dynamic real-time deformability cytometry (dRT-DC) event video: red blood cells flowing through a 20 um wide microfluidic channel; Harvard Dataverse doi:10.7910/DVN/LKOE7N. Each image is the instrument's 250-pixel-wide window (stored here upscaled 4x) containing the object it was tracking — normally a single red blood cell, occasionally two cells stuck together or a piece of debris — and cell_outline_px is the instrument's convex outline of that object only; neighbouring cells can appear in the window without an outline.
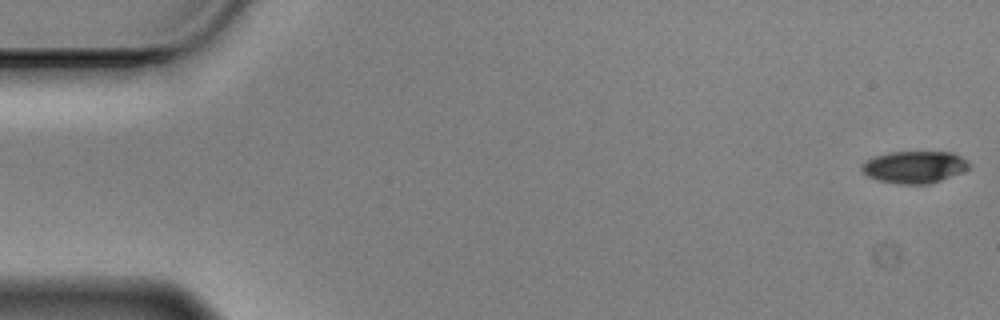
{"species": "Egyptian fruit bat (a non-hibernating species)", "species_latin": "Rousettus aegyptiacus", "temperature_condition": "cold", "stored_images_in_passage": 58, "camera_frame_rate_fps": 3000, "um_per_image_px": 0.085, "animal": {"sex": "male"}, "frame": {"image": 1, "passage_image": 1, "time_ms": 0.0, "image_size_px": [1000, 320], "cell_outline_px": [[968, 168], [960, 172], [940, 180], [928, 184], [900, 184], [876, 180], [868, 176], [860, 168], [868, 160], [876, 156], [888, 152], [956, 152], [968, 164]], "centroid_in_image_um": [77.7, 14.2], "position_along_channel_um": 7.3, "area_um2": 19.71}}
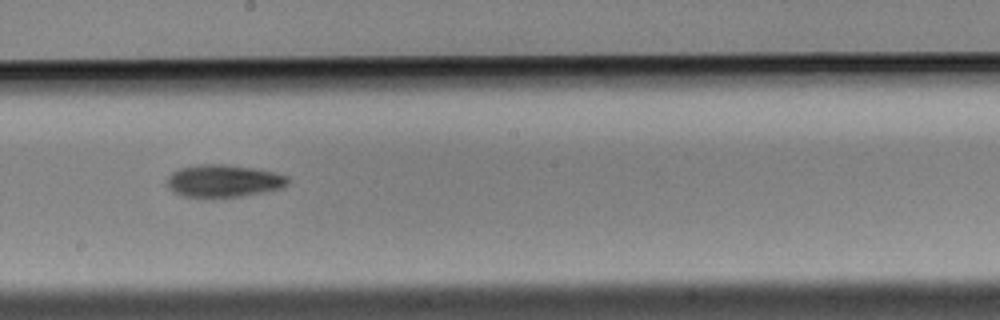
{"frame": {"image": 2, "passage_image": 32, "time_ms": 10.333, "image_size_px": [1000, 320], "cell_outline_px": [[288, 184], [284, 188], [240, 196], [204, 200], [180, 196], [172, 192], [168, 184], [168, 176], [172, 172], [180, 168], [200, 164], [224, 164], [256, 168], [276, 172], [288, 176]], "centroid_in_image_um": [18.99, 15.41], "position_along_channel_um": 229.2, "area_um2": 23.58}}
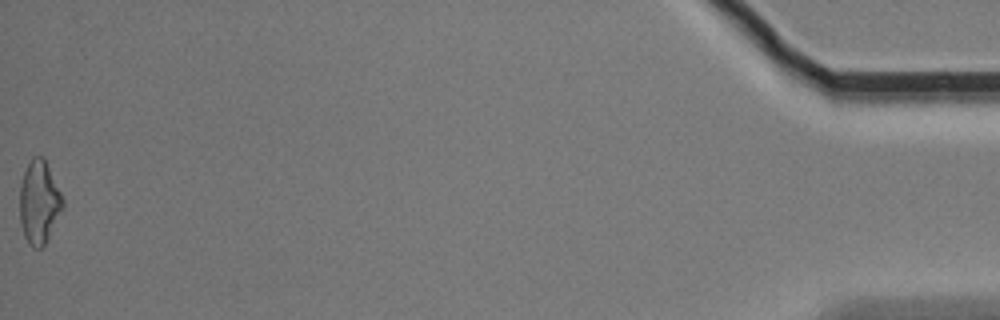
{"frame": {"image": 3, "passage_image": 58, "time_ms": 19.0, "image_size_px": [1000, 320], "cell_outline_px": [[64, 208], [44, 244], [40, 248], [32, 248], [28, 244], [24, 236], [20, 224], [20, 184], [24, 172], [32, 156], [44, 156], [64, 200]], "centroid_in_image_um": [3.32, 17.18], "position_along_channel_um": 431.9, "area_um2": 20.92}, "authors_computed_cell_mechanics": {"area_um2": 21.2993, "velocity_mm_per_s": 3.4834, "shape_relaxation_time_tau1_ms": 4.0782, "shape_relaxation_time_tau2_ms": null, "deformation_change_tau1": 0.1206, "deformation_change_tau2": null}}